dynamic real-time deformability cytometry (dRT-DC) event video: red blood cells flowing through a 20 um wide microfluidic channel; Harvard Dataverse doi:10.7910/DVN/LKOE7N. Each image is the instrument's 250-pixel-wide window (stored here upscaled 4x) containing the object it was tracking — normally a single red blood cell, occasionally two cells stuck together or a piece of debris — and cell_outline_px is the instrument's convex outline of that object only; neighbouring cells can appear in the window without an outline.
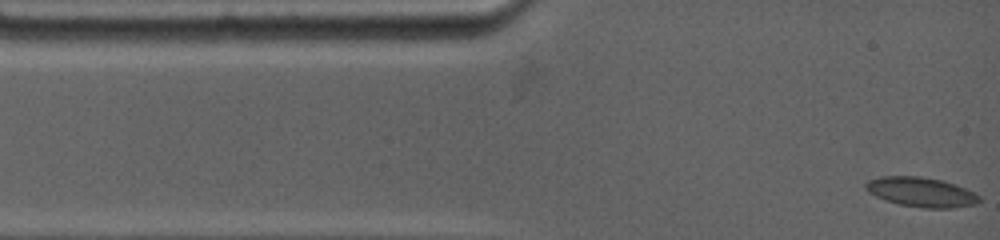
{"species": "common noctule bat (a hibernating species)", "species_latin": "Nyctalus noctula", "temperature_condition": "warm", "stored_images_in_passage": 38, "camera_frame_rate_fps": 4500, "um_per_image_px": 0.085, "animal": {"sex": "female", "body_mass_g": 19.0, "forearm_length_mm": 53.3}, "frame": {"image": 1, "passage_image": 1, "time_ms": 0.0, "image_size_px": [1000, 240], "cell_outline_px": [[980, 200], [976, 204], [952, 208], [924, 208], [900, 204], [876, 196], [868, 192], [864, 188], [864, 184], [868, 180], [880, 176], [920, 176], [944, 180], [956, 184], [980, 196]], "centroid_in_image_um": [78.29, 16.31], "position_along_channel_um": 6.7, "area_um2": 19.59}}
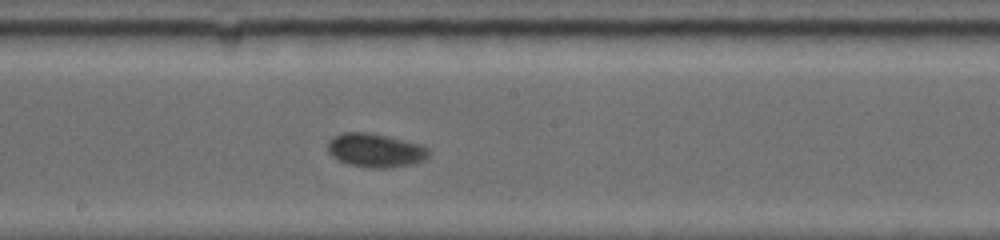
{"frame": {"image": 2, "passage_image": 22, "time_ms": 6.889, "image_size_px": [1000, 240], "cell_outline_px": [[432, 152], [424, 160], [412, 164], [392, 168], [372, 168], [348, 164], [332, 156], [328, 152], [328, 140], [332, 136], [344, 132], [368, 132], [388, 136], [420, 144], [428, 148]], "centroid_in_image_um": [31.92, 12.77], "position_along_channel_um": 216.3, "area_um2": 20.06}}
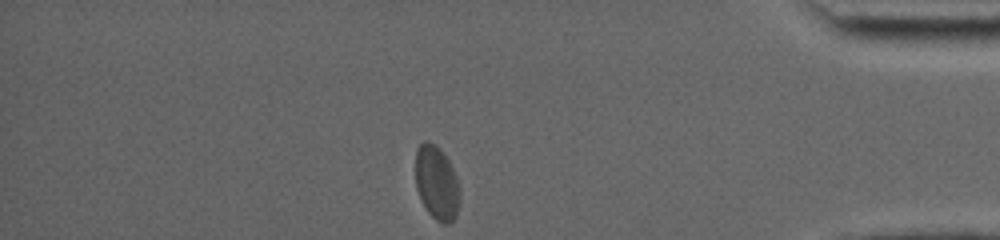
{"frame": {"image": 3, "passage_image": 38, "time_ms": 12.889, "image_size_px": [1000, 240], "cell_outline_px": [[460, 200], [456, 216], [448, 224], [444, 224], [436, 220], [428, 212], [420, 200], [416, 188], [416, 148], [424, 140], [428, 140], [436, 144], [444, 152], [456, 176], [460, 188]], "centroid_in_image_um": [37.12, 15.53], "position_along_channel_um": 398.1, "area_um2": 19.42}, "authors_computed_cell_mechanics": {"area_um2": 19.3919, "velocity_mm_per_s": 3.6843, "shape_relaxation_time_tau1_ms": 4.2014, "shape_relaxation_time_tau2_ms": null, "deformation_change_tau1": 0.1012, "deformation_change_tau2": null}}